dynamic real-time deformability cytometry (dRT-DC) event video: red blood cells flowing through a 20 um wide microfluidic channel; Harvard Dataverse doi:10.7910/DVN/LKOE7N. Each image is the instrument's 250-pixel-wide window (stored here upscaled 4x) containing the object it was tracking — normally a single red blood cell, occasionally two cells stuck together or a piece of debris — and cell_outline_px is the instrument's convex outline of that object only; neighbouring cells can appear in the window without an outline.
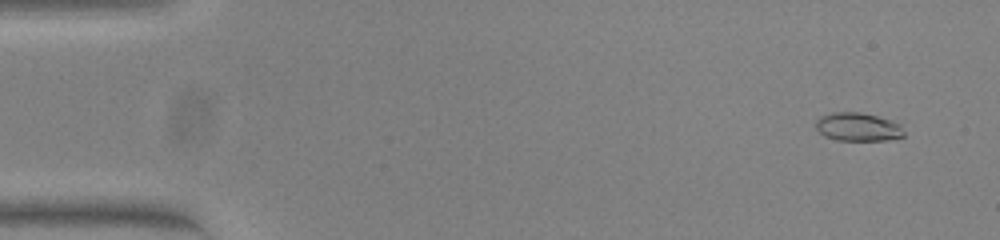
{"species": "common noctule bat (a hibernating species)", "species_latin": "Nyctalus noctula", "temperature_condition": "warm", "stored_images_in_passage": 54, "camera_frame_rate_fps": 3000, "um_per_image_px": 0.085, "animal": {"sex": "female", "body_mass_g": 23.0, "forearm_length_mm": 53.4}, "frame": {"image": 1, "passage_image": 4, "time_ms": 1.0, "image_size_px": [1000, 240], "cell_outline_px": [[904, 136], [884, 140], [836, 140], [824, 136], [816, 128], [816, 120], [820, 116], [832, 112], [860, 112], [876, 116], [900, 124], [904, 132]], "centroid_in_image_um": [72.89, 10.79], "position_along_channel_um": 12.1, "area_um2": 14.45}}
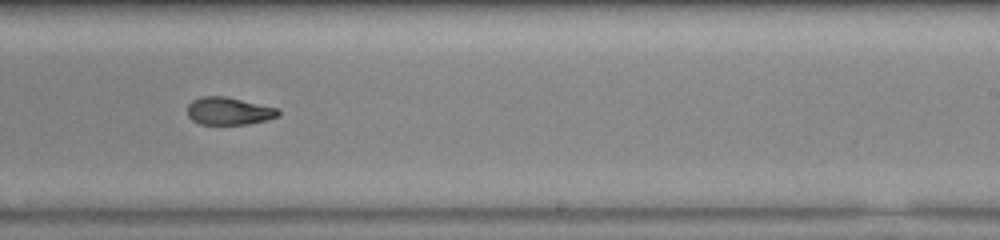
{"frame": {"image": 2, "passage_image": 34, "time_ms": 11.0, "image_size_px": [1000, 240], "cell_outline_px": [[280, 116], [268, 120], [248, 124], [200, 124], [192, 120], [188, 116], [188, 104], [192, 100], [200, 96], [224, 96], [276, 108], [280, 112]], "centroid_in_image_um": [19.43, 9.44], "position_along_channel_um": 269.6, "area_um2": 14.57}}
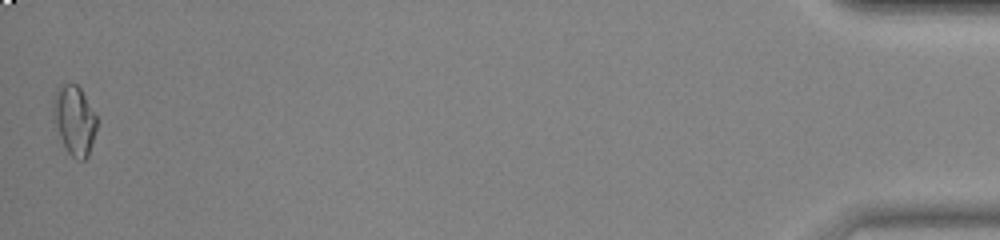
{"frame": {"image": 3, "passage_image": 54, "time_ms": 17.667, "image_size_px": [1000, 240], "cell_outline_px": [[96, 128], [88, 156], [84, 160], [80, 160], [72, 156], [68, 152], [60, 136], [52, 112], [52, 100], [60, 84], [76, 84], [80, 88], [96, 116]], "centroid_in_image_um": [6.31, 10.2], "position_along_channel_um": 428.9, "area_um2": 17.17}, "authors_computed_cell_mechanics": {"area_um2": 15.4326, "velocity_mm_per_s": 3.8373, "shape_relaxation_time_tau1_ms": 7.1605, "shape_relaxation_time_tau2_ms": 2.6178, "deformation_change_tau1": 0.2179, "deformation_change_tau2": 0.0723}}